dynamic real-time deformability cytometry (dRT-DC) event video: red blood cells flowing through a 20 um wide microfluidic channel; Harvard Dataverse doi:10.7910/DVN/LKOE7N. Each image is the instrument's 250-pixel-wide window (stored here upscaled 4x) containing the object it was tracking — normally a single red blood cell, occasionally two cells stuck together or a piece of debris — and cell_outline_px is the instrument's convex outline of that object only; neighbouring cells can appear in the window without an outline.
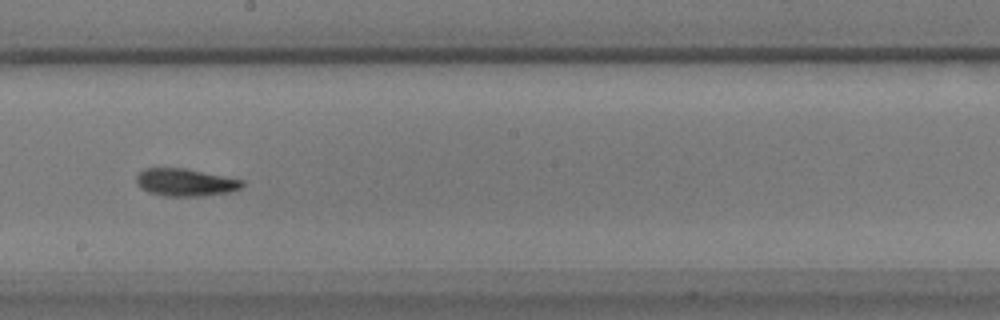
{"species": "common noctule bat (a hibernating species)", "species_latin": "Nyctalus noctula", "temperature_condition": "warm", "stored_images_in_passage": 46, "camera_frame_rate_fps": 3000, "um_per_image_px": 0.085, "animal": {"sex": "male", "body_mass_g": 17.9}, "frame": {"image": 1, "passage_image": 32, "time_ms": 10.333, "image_size_px": [1000, 320], "cell_outline_px": [[244, 184], [240, 188], [228, 192], [204, 196], [164, 196], [148, 192], [140, 188], [136, 184], [136, 176], [144, 168], [184, 168], [244, 180]], "centroid_in_image_um": [15.72, 15.5], "position_along_channel_um": 232.5, "area_um2": 16.99}}
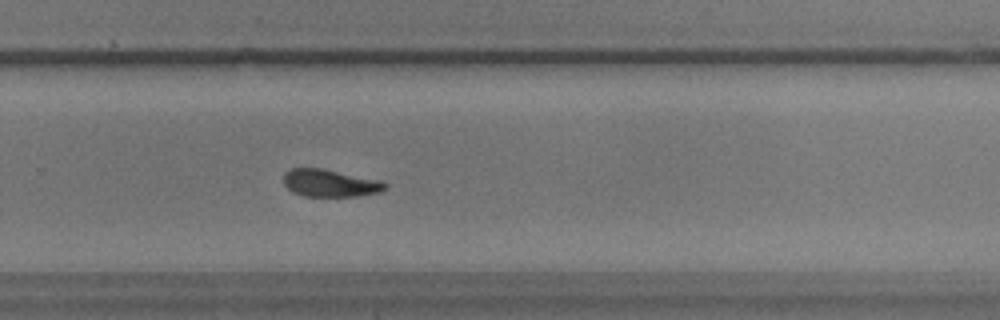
{"frame": {"image": 2, "passage_image": 38, "time_ms": 12.333, "image_size_px": [1000, 320], "cell_outline_px": [[388, 188], [380, 192], [356, 196], [304, 196], [292, 192], [284, 184], [284, 172], [292, 168], [320, 168], [380, 180], [388, 184]], "centroid_in_image_um": [28.06, 15.57], "position_along_channel_um": 301.7, "area_um2": 16.18}, "authors_computed_cell_mechanics": {"area_um2": 16.5308, "velocity_mm_per_s": 3.4839, "shape_relaxation_time_tau1_ms": 4.8184, "shape_relaxation_time_tau2_ms": 10.9698, "deformation_change_tau1": 0.1437, "deformation_change_tau2": 0.1948}}